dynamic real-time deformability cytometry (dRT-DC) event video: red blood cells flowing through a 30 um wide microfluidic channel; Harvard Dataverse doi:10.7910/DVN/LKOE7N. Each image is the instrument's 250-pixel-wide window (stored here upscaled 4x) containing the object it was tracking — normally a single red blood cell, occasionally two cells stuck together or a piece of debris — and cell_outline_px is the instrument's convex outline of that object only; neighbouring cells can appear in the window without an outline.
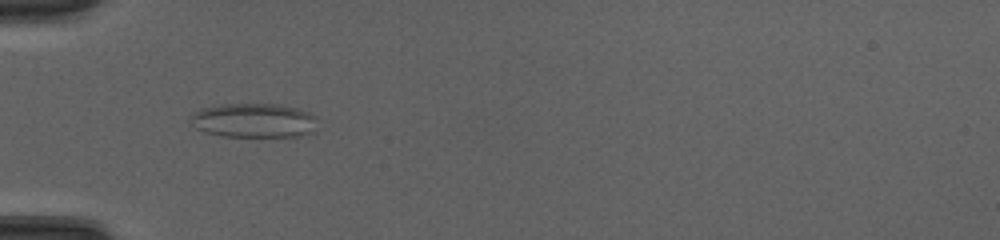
{"species": "common noctule bat (a hibernating species)", "species_latin": "Nyctalus noctula", "temperature_condition": "cold", "stored_images_in_passage": 49, "camera_frame_rate_fps": 3000, "um_per_image_px": 0.085, "animal": {"sex": "female", "body_mass_g": 20.0, "forearm_length_mm": 54.0}, "frame": {"image": 1, "passage_image": 17, "time_ms": 5.333, "image_size_px": [1000, 240], "cell_outline_px": [[316, 132], [300, 136], [224, 136], [204, 132], [196, 128], [188, 120], [188, 116], [192, 112], [200, 108], [220, 104], [280, 104], [296, 108], [308, 112], [316, 116]], "centroid_in_image_um": [21.55, 10.23], "position_along_channel_um": 63.5, "area_um2": 25.78}}
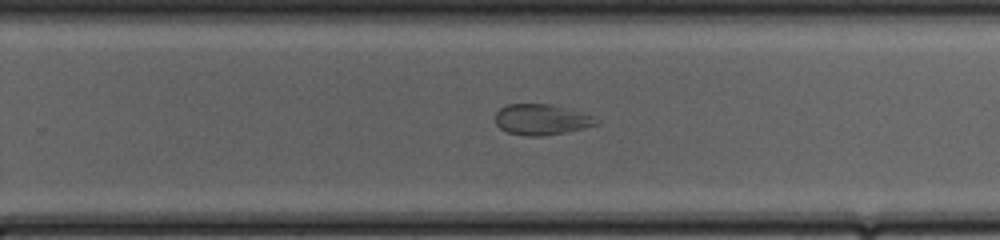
{"frame": {"image": 2, "passage_image": 33, "time_ms": 10.667, "image_size_px": [1000, 240], "cell_outline_px": [[600, 120], [596, 124], [584, 128], [564, 132], [540, 136], [524, 136], [508, 132], [500, 128], [496, 124], [496, 112], [500, 108], [508, 104], [552, 104], [580, 112], [592, 116]], "centroid_in_image_um": [46.0, 10.16], "position_along_channel_um": 283.8, "area_um2": 17.92}}
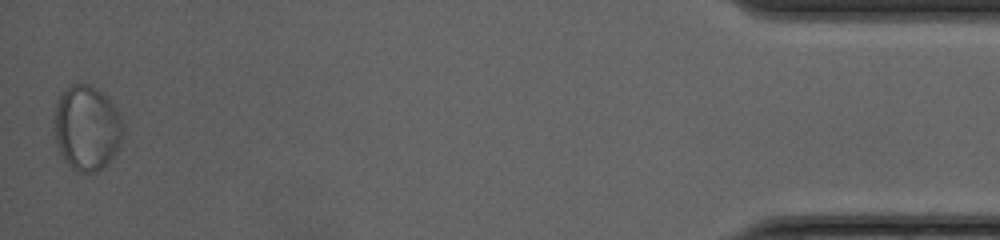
{"frame": {"image": 3, "passage_image": 49, "time_ms": 16.0, "image_size_px": [1000, 240], "cell_outline_px": [[120, 140], [116, 152], [104, 168], [96, 172], [80, 172], [72, 168], [64, 160], [56, 144], [56, 104], [60, 96], [72, 84], [88, 84], [96, 88], [120, 112]], "centroid_in_image_um": [7.37, 10.9], "position_along_channel_um": 427.8, "area_um2": 33.18}}